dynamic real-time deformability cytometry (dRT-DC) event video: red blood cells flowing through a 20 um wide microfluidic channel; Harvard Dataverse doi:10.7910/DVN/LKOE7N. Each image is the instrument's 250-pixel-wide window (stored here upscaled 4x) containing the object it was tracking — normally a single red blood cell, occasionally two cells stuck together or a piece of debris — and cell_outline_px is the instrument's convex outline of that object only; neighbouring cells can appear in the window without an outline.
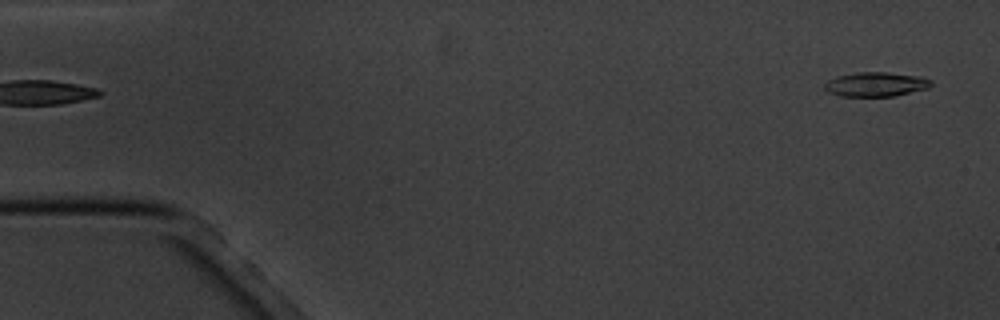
{"species": "common noctule bat (a hibernating species)", "species_latin": "Nyctalus noctula", "temperature_condition": "cold", "stored_images_in_passage": 6, "segment_of_instrument_passage": [2, 2], "camera_frame_rate_fps": 3000, "um_per_image_px": 0.085, "animal": {"sex": "male", "body_mass_g": 20.1, "forearm_length_mm": 53.5}, "frame": {"image": 1, "passage_image": 6, "time_ms": 5.667, "image_size_px": [1000, 320], "cell_outline_px": [[932, 84], [928, 88], [892, 96], [840, 96], [828, 92], [824, 88], [824, 84], [828, 80], [836, 76], [856, 72], [888, 72], [916, 76], [932, 80]], "centroid_in_image_um": [74.4, 7.16], "position_along_channel_um": 10.6, "area_um2": 15.03}}